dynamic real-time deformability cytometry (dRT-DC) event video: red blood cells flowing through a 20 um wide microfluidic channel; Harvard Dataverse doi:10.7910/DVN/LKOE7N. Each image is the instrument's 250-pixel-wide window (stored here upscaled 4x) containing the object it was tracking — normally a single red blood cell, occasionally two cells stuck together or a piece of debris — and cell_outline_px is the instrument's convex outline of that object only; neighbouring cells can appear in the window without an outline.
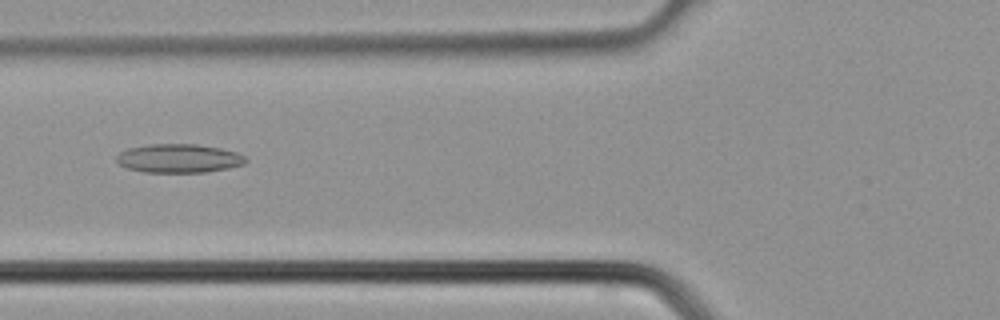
{"species": "common noctule bat (a hibernating species)", "species_latin": "Nyctalus noctula", "temperature_condition": "cold", "stored_images_in_passage": 33, "segment_of_instrument_passage": [1, 2], "camera_frame_rate_fps": 3000, "um_per_image_px": 0.085, "animal": {"sex": "male", "body_mass_g": 21.5, "forearm_length_mm": 52.0}, "frame": {"image": 1, "passage_image": 8, "time_ms": 2.333, "image_size_px": [1000, 320], "cell_outline_px": [[248, 160], [244, 164], [228, 168], [208, 172], [144, 172], [128, 168], [120, 164], [116, 160], [116, 156], [120, 152], [128, 148], [148, 144], [196, 144], [220, 148], [236, 152], [244, 156]], "centroid_in_image_um": [15.2, 13.46], "position_along_channel_um": 110.6, "area_um2": 21.62}}
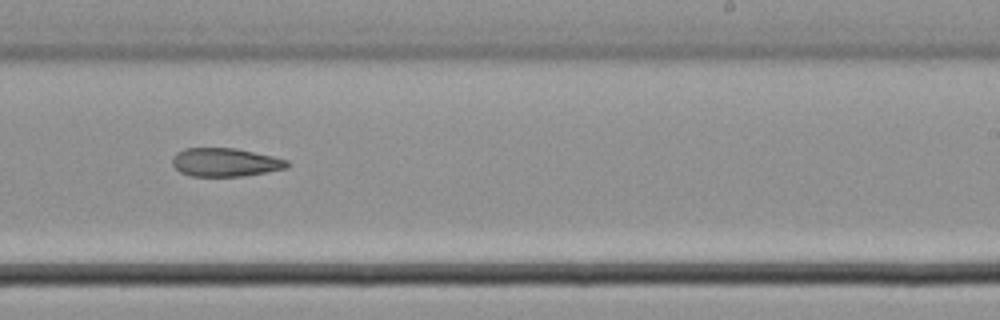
{"frame": {"image": 2, "passage_image": 17, "time_ms": 5.333, "image_size_px": [1000, 320], "cell_outline_px": [[288, 168], [244, 176], [192, 176], [180, 172], [172, 164], [172, 156], [176, 152], [184, 148], [236, 148], [272, 156], [288, 160]], "centroid_in_image_um": [19.12, 13.79], "position_along_channel_um": 269.9, "area_um2": 19.07}}
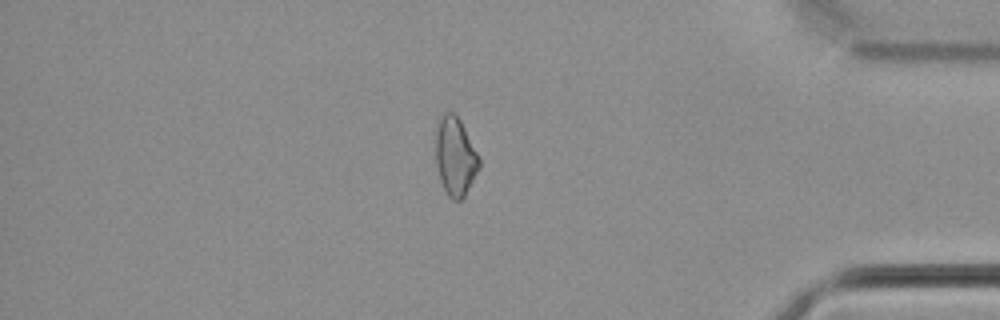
{"frame": {"image": 3, "passage_image": 26, "time_ms": 8.333, "image_size_px": [1000, 320], "cell_outline_px": [[480, 168], [464, 196], [460, 200], [452, 200], [448, 196], [440, 180], [436, 164], [436, 132], [440, 120], [444, 112], [452, 112], [460, 120], [480, 156]], "centroid_in_image_um": [38.71, 13.32], "position_along_channel_um": 396.5, "area_um2": 19.77}}